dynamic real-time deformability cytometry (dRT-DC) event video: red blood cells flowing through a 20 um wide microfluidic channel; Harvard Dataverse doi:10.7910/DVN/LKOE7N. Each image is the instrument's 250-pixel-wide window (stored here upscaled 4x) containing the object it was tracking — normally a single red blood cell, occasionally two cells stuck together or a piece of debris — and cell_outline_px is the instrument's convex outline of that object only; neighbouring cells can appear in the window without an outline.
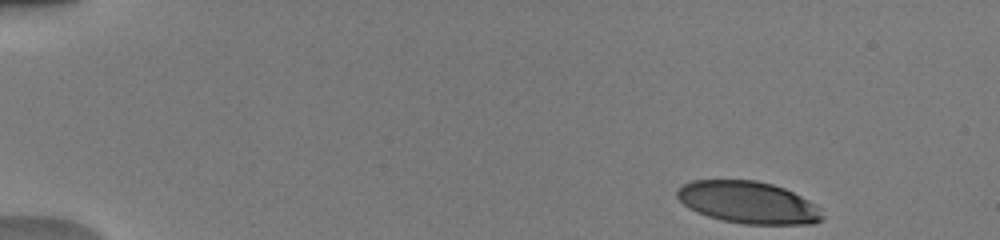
{"species": "human", "species_latin": "Homo sapiens", "temperature_condition": "warm", "stored_images_in_passage": 18, "camera_frame_rate_fps": 3000, "um_per_image_px": 0.085, "donor": {"sex": "male"}, "frame": {"image": 1, "passage_image": 1, "time_ms": 0.0, "image_size_px": [1000, 240], "cell_outline_px": [[824, 220], [812, 224], [744, 224], [720, 220], [696, 212], [688, 208], [676, 196], [676, 192], [684, 184], [692, 180], [756, 180], [772, 184], [784, 188], [816, 204], [820, 208], [824, 216]], "centroid_in_image_um": [63.61, 17.21], "position_along_channel_um": 21.4, "area_um2": 35.72}}
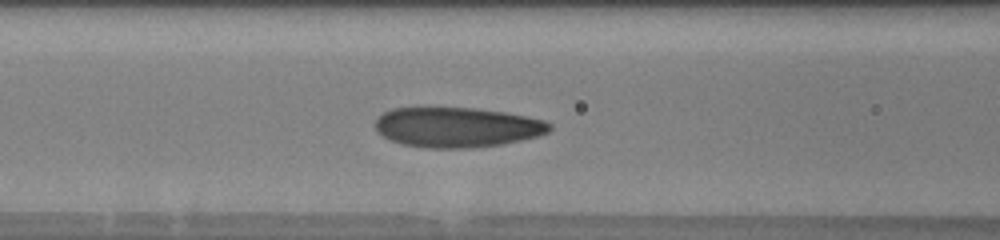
{"frame": {"image": 2, "passage_image": 13, "time_ms": 5.667, "image_size_px": [1000, 240], "cell_outline_px": [[552, 128], [548, 132], [540, 136], [500, 144], [468, 148], [428, 148], [404, 144], [392, 140], [376, 132], [376, 120], [384, 112], [392, 108], [476, 108], [504, 112], [544, 120], [552, 124]], "centroid_in_image_um": [38.87, 10.81], "position_along_channel_um": 127.7, "area_um2": 40.4}}
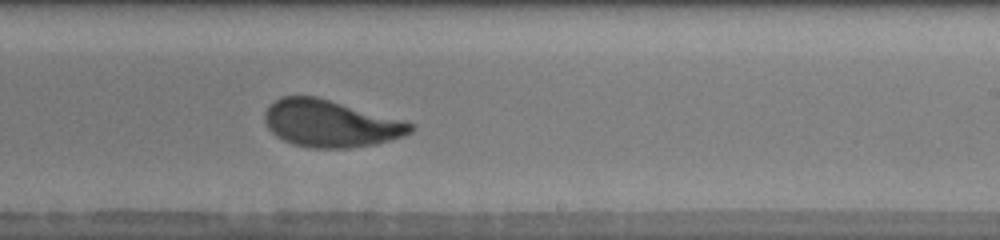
{"frame": {"image": 3, "passage_image": 18, "time_ms": 9.0, "image_size_px": [1000, 240], "cell_outline_px": [[416, 128], [412, 132], [404, 136], [376, 144], [348, 148], [308, 148], [292, 144], [276, 136], [268, 128], [264, 120], [264, 112], [280, 96], [316, 96], [404, 120], [416, 124]], "centroid_in_image_um": [28.12, 10.51], "position_along_channel_um": 260.9, "area_um2": 40.17}}